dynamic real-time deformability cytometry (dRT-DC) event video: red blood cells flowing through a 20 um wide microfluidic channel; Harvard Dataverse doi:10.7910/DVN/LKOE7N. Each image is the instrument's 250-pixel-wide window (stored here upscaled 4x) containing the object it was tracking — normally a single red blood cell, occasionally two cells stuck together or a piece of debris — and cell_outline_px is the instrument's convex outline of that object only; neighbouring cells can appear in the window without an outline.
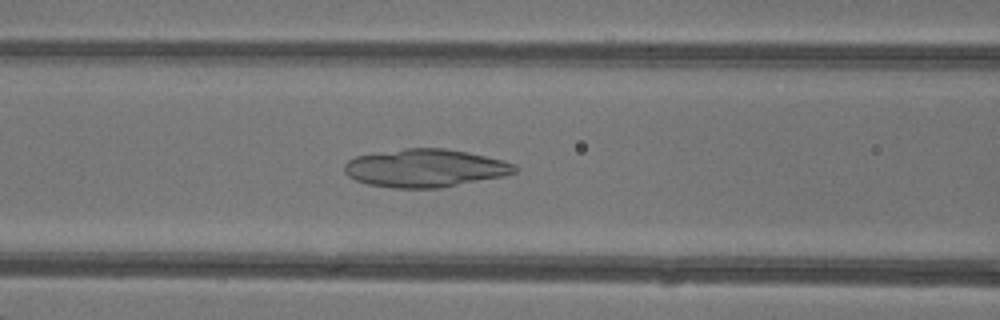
{"species": "common noctule bat (a hibernating species)", "species_latin": "Nyctalus noctula", "temperature_condition": "warm", "stored_images_in_passage": 36, "camera_frame_rate_fps": 3000, "um_per_image_px": 0.085, "animal": {"sex": "female"}, "frame": {"image": 1, "passage_image": 8, "time_ms": 2.333, "image_size_px": [1000, 320], "cell_outline_px": [[520, 168], [516, 172], [504, 176], [440, 188], [396, 188], [368, 184], [356, 180], [348, 176], [344, 172], [344, 164], [348, 160], [356, 156], [404, 148], [444, 148], [468, 152], [516, 164]], "centroid_in_image_um": [36.15, 14.29], "position_along_channel_um": 130.5, "area_um2": 37.74}}
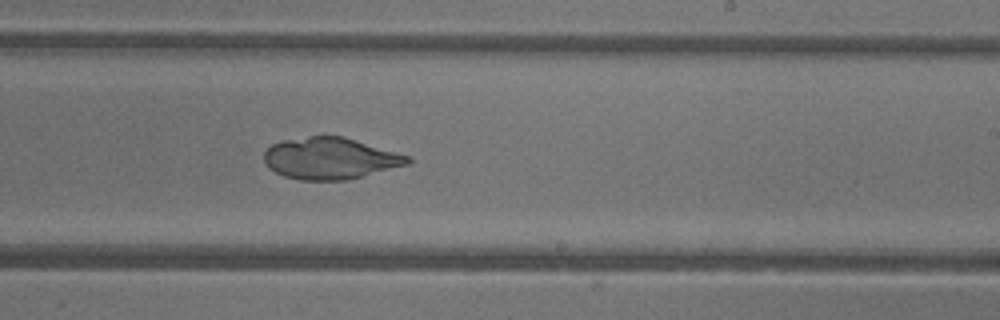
{"frame": {"image": 2, "passage_image": 17, "time_ms": 5.333, "image_size_px": [1000, 320], "cell_outline_px": [[412, 164], [344, 180], [300, 180], [284, 176], [268, 168], [264, 164], [264, 152], [272, 144], [284, 140], [308, 136], [344, 136], [408, 156], [412, 160]], "centroid_in_image_um": [28.05, 13.46], "position_along_channel_um": 260.9, "area_um2": 34.74}}
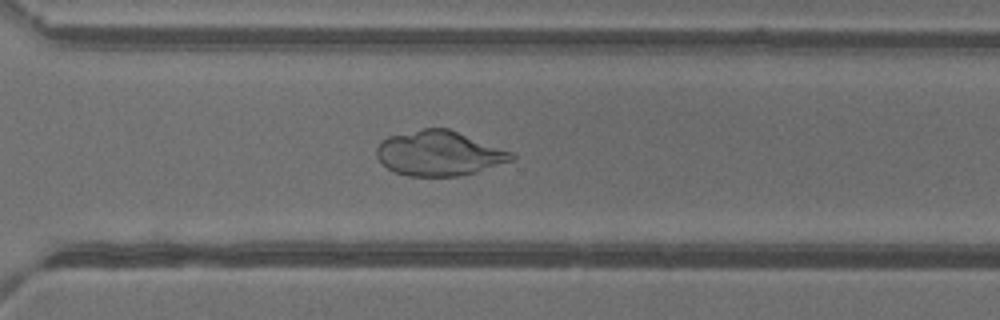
{"frame": {"image": 3, "passage_image": 22, "time_ms": 7.0, "image_size_px": [1000, 320], "cell_outline_px": [[516, 156], [512, 160], [476, 172], [460, 176], [408, 176], [392, 172], [376, 156], [376, 148], [388, 136], [424, 128], [448, 128], [512, 152]], "centroid_in_image_um": [37.31, 13.04], "position_along_channel_um": 333.3, "area_um2": 35.03}}